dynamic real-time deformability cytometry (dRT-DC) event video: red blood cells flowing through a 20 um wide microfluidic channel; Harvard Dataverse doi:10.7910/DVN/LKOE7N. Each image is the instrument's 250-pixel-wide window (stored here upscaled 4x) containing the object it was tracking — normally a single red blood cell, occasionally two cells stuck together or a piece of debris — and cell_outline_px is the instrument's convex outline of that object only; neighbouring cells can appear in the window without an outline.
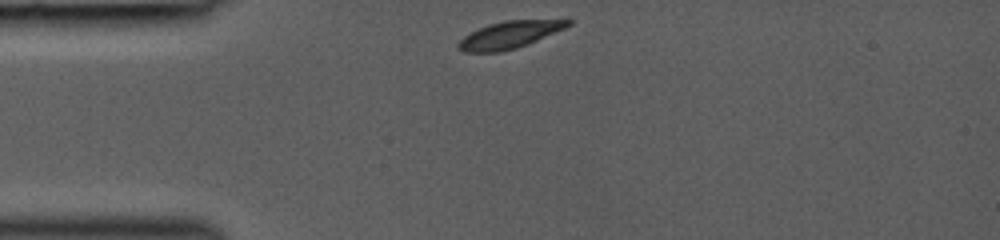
{"species": "common noctule bat (a hibernating species)", "species_latin": "Nyctalus noctula", "temperature_condition": "room temperature", "stored_images_in_passage": 30, "camera_frame_rate_fps": 3000, "um_per_image_px": 0.085, "animal": {"sex": "female", "body_mass_g": 19.0, "forearm_length_mm": 53.3}, "frame": {"image": 1, "passage_image": 1, "time_ms": 0.0, "image_size_px": [1000, 240], "cell_outline_px": [[572, 24], [564, 28], [536, 40], [516, 48], [500, 52], [464, 52], [456, 48], [456, 44], [464, 36], [488, 24], [504, 20], [568, 16], [572, 20]], "centroid_in_image_um": [43.43, 2.89], "position_along_channel_um": 41.6, "area_um2": 18.03}}
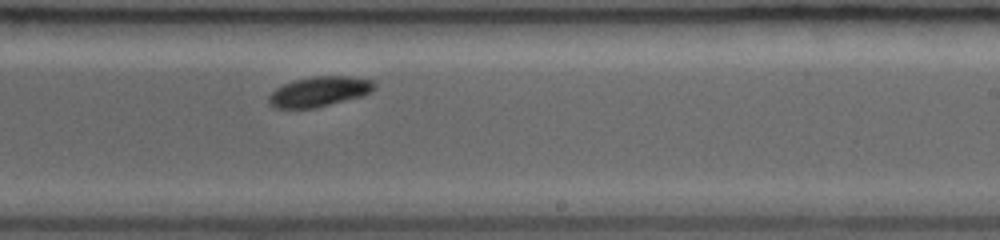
{"frame": {"image": 2, "passage_image": 18, "time_ms": 5.667, "image_size_px": [1000, 240], "cell_outline_px": [[376, 88], [372, 92], [360, 96], [316, 108], [272, 108], [268, 104], [268, 96], [276, 88], [284, 84], [296, 80], [312, 76], [348, 76], [376, 80]], "centroid_in_image_um": [27.15, 7.78], "position_along_channel_um": 261.8, "area_um2": 18.61}}
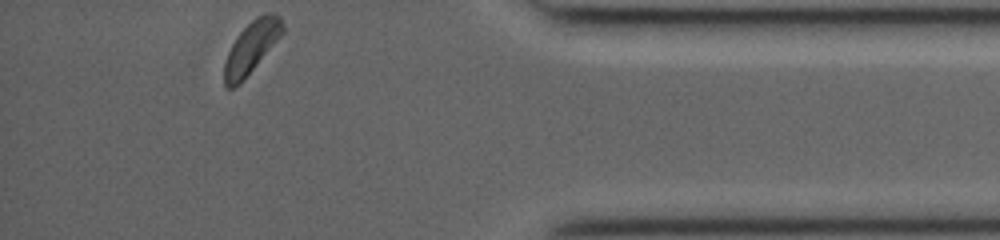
{"frame": {"image": 3, "passage_image": 30, "time_ms": 9.667, "image_size_px": [1000, 240], "cell_outline_px": [[284, 32], [244, 80], [236, 88], [224, 88], [224, 64], [228, 52], [232, 44], [240, 32], [256, 16], [264, 12], [272, 12], [280, 16], [284, 24]], "centroid_in_image_um": [21.37, 4.03], "position_along_channel_um": 413.8, "area_um2": 17.74}}